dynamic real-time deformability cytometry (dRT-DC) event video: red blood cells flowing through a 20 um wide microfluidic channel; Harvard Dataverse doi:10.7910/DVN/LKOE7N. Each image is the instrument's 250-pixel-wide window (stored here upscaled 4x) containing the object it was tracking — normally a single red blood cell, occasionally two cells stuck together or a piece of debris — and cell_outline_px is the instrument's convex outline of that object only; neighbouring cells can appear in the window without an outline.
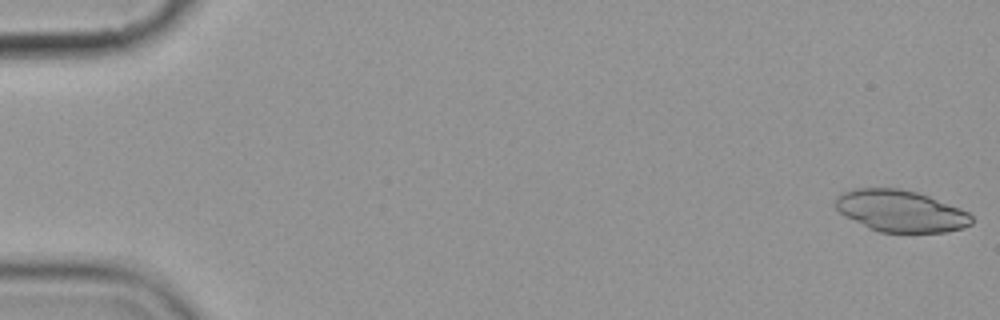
{"species": "common noctule bat (a hibernating species)", "species_latin": "Nyctalus noctula", "temperature_condition": "cold", "stored_images_in_passage": 5, "camera_frame_rate_fps": 3000, "um_per_image_px": 0.085, "animal": {"sex": "female", "body_mass_g": 19.9}, "frame": {"image": 1, "passage_image": 1, "time_ms": 0.0, "image_size_px": [1000, 320], "cell_outline_px": [[972, 224], [964, 228], [948, 232], [880, 232], [868, 228], [844, 216], [836, 208], [836, 196], [844, 192], [856, 188], [900, 188], [916, 192], [928, 196], [960, 208], [968, 212], [972, 216]], "centroid_in_image_um": [76.56, 17.94], "position_along_channel_um": 8.4, "area_um2": 33.06}}